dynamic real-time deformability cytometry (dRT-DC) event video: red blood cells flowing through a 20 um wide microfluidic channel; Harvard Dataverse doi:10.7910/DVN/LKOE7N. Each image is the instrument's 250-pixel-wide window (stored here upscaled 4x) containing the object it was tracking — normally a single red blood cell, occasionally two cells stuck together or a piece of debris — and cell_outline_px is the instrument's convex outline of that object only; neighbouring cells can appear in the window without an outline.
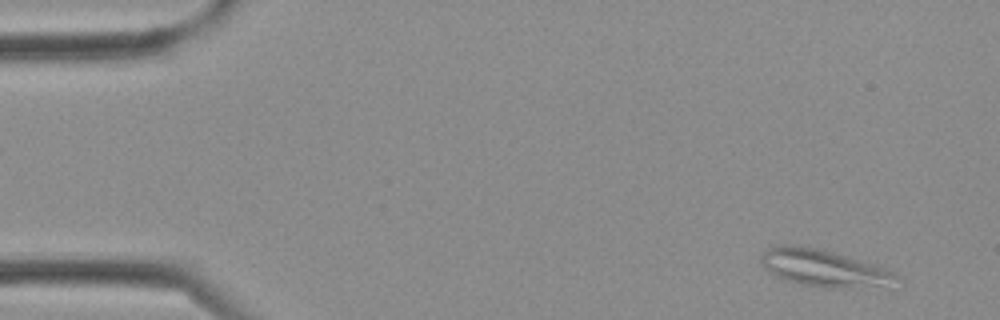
{"species": "Egyptian fruit bat (a non-hibernating species)", "species_latin": "Rousettus aegyptiacus", "temperature_condition": "cold", "stored_images_in_passage": 3, "camera_frame_rate_fps": 3000, "um_per_image_px": 0.085, "frame": {"image": 1, "passage_image": 3, "time_ms": 0.667, "image_size_px": [1000, 320], "cell_outline_px": [[900, 276], [880, 284], [844, 288], [832, 288], [804, 284], [788, 280], [776, 276], [764, 268], [760, 260], [760, 256], [772, 244], [788, 244], [820, 248], [876, 264]], "centroid_in_image_um": [69.87, 22.72], "position_along_channel_um": 15.1, "area_um2": 28.44}}